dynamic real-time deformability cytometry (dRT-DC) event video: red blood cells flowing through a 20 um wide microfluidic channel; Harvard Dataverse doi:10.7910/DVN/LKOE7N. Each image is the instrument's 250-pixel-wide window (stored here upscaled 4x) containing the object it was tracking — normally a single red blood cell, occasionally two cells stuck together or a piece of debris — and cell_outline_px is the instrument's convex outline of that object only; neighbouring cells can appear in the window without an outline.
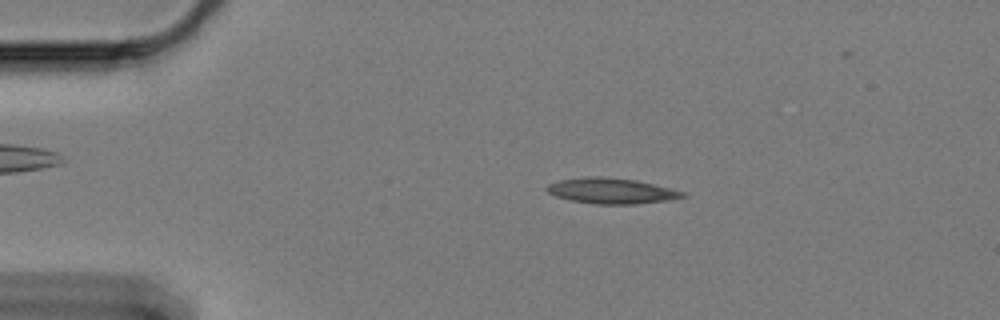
{"species": "Egyptian fruit bat (a non-hibernating species)", "species_latin": "Rousettus aegyptiacus", "temperature_condition": "cold", "stored_images_in_passage": 54, "camera_frame_rate_fps": 3000, "um_per_image_px": 0.085, "animal": {"sex": "female"}, "frame": {"image": 1, "passage_image": 11, "time_ms": 3.333, "image_size_px": [1000, 320], "cell_outline_px": [[688, 196], [668, 200], [632, 204], [596, 204], [572, 200], [556, 196], [548, 192], [544, 188], [548, 184], [560, 180], [588, 176], [604, 176], [636, 180], [684, 192]], "centroid_in_image_um": [51.94, 16.21], "position_along_channel_um": 33.1, "area_um2": 20.06}}
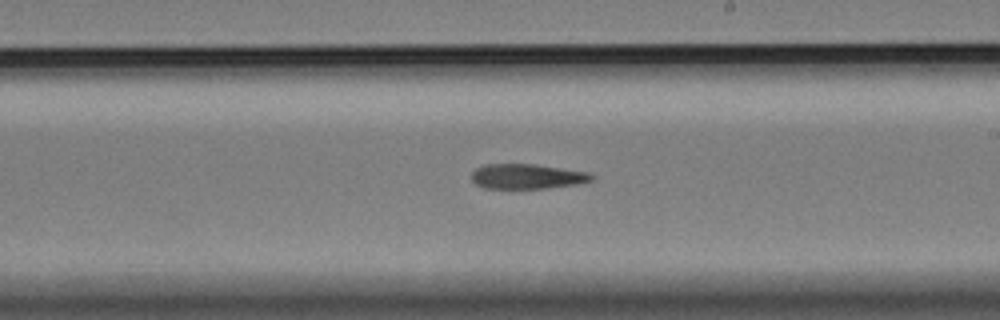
{"frame": {"image": 2, "passage_image": 34, "time_ms": 11.0, "image_size_px": [1000, 320], "cell_outline_px": [[596, 176], [592, 180], [576, 184], [544, 188], [484, 188], [476, 184], [472, 180], [472, 172], [476, 168], [488, 164], [532, 164], [588, 172]], "centroid_in_image_um": [44.79, 14.99], "position_along_channel_um": 244.2, "area_um2": 17.22}}
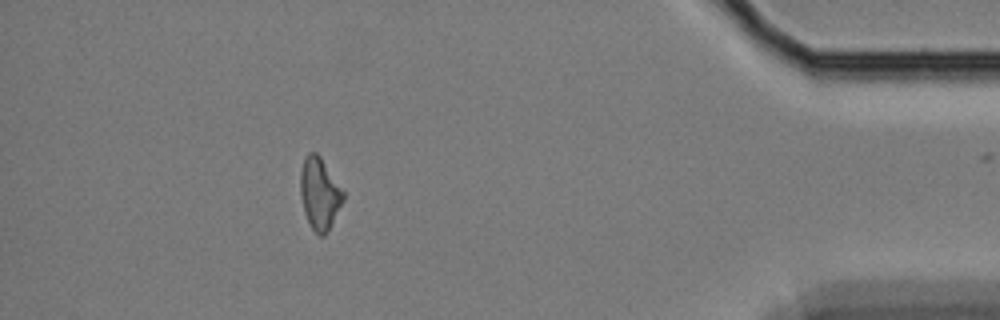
{"frame": {"image": 3, "passage_image": 53, "time_ms": 17.333, "image_size_px": [1000, 320], "cell_outline_px": [[344, 200], [328, 232], [324, 236], [320, 236], [312, 228], [304, 212], [300, 192], [300, 172], [304, 156], [308, 152], [316, 152], [320, 156], [344, 192]], "centroid_in_image_um": [27.16, 16.44], "position_along_channel_um": 408.0, "area_um2": 17.92}}